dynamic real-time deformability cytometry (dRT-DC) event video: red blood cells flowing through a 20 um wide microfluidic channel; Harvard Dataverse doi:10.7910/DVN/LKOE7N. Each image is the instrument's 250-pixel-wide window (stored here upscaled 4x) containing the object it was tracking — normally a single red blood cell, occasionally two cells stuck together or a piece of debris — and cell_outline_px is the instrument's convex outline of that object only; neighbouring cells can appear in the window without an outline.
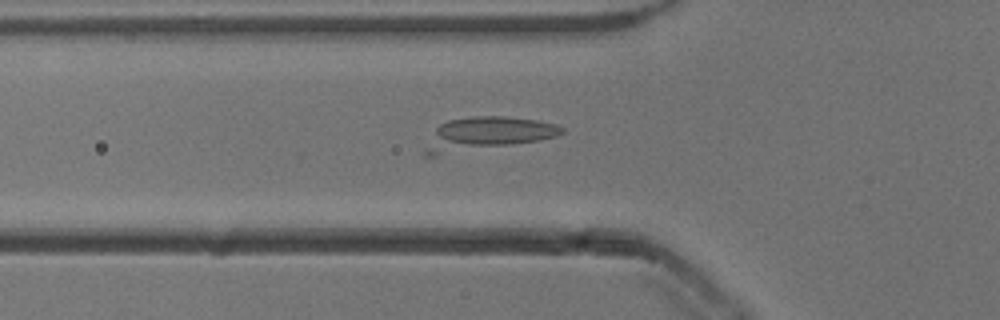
{"species": "common noctule bat (a hibernating species)", "species_latin": "Nyctalus noctula", "temperature_condition": "cold", "stored_images_in_passage": 31, "camera_frame_rate_fps": 3000, "um_per_image_px": 0.085, "animal": {"sex": "male", "body_mass_g": 13.3}, "frame": {"image": 1, "passage_image": 8, "time_ms": 2.333, "image_size_px": [1000, 320], "cell_outline_px": [[564, 132], [556, 136], [540, 140], [436, 156], [424, 156], [424, 152], [436, 128], [440, 124], [448, 120], [472, 116], [504, 116], [536, 120], [556, 124], [564, 128]], "centroid_in_image_um": [41.4, 11.37], "position_along_channel_um": 84.4, "area_um2": 26.13}}
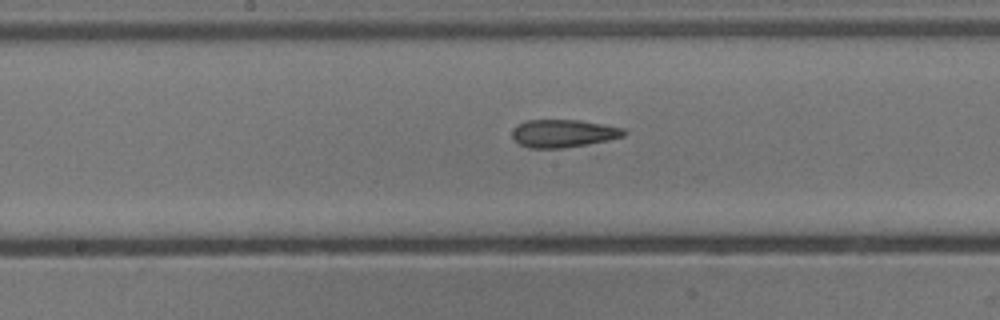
{"frame": {"image": 2, "passage_image": 17, "time_ms": 5.333, "image_size_px": [1000, 320], "cell_outline_px": [[628, 132], [624, 136], [608, 140], [588, 144], [564, 148], [528, 148], [520, 144], [512, 136], [512, 128], [516, 124], [524, 120], [580, 120], [624, 128]], "centroid_in_image_um": [47.87, 11.33], "position_along_channel_um": 200.3, "area_um2": 18.26}}
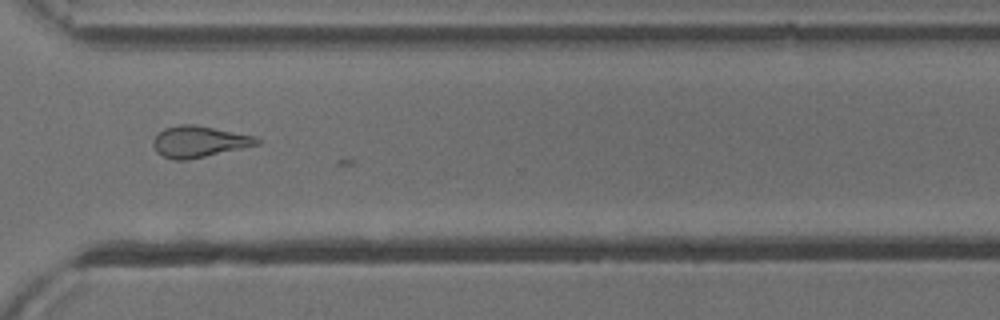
{"frame": {"image": 3, "passage_image": 29, "time_ms": 9.333, "image_size_px": [1000, 320], "cell_outline_px": [[260, 144], [244, 148], [184, 160], [172, 160], [156, 152], [152, 144], [152, 140], [164, 128], [180, 124], [196, 124], [256, 136], [260, 140]], "centroid_in_image_um": [16.92, 12.03], "position_along_channel_um": 353.7, "area_um2": 18.96}}